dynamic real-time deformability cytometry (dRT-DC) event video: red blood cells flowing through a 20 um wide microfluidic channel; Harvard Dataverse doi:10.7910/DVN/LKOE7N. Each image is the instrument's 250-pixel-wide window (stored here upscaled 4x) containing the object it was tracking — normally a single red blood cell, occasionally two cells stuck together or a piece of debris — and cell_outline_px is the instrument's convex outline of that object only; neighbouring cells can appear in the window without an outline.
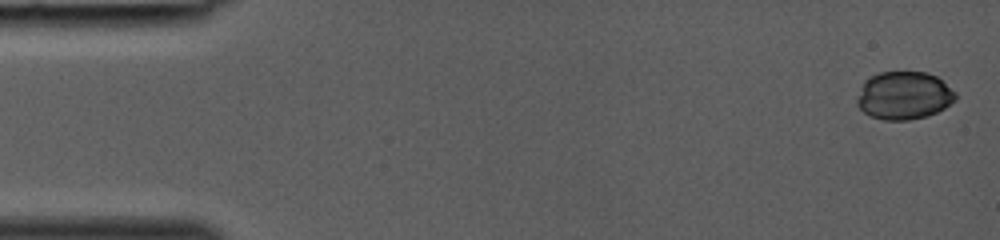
{"species": "common noctule bat (a hibernating species)", "species_latin": "Nyctalus noctula", "temperature_condition": "room temperature", "stored_images_in_passage": 38, "camera_frame_rate_fps": 3000, "um_per_image_px": 0.085, "animal": {"sex": "female", "body_mass_g": 19.0, "forearm_length_mm": 53.3}, "frame": {"image": 1, "passage_image": 1, "time_ms": 0.0, "image_size_px": [1000, 240], "cell_outline_px": [[956, 100], [944, 108], [928, 116], [908, 120], [884, 120], [872, 116], [864, 112], [856, 104], [856, 100], [864, 80], [880, 72], [928, 72], [936, 76], [956, 92]], "centroid_in_image_um": [76.84, 8.12], "position_along_channel_um": 8.2, "area_um2": 27.51}}
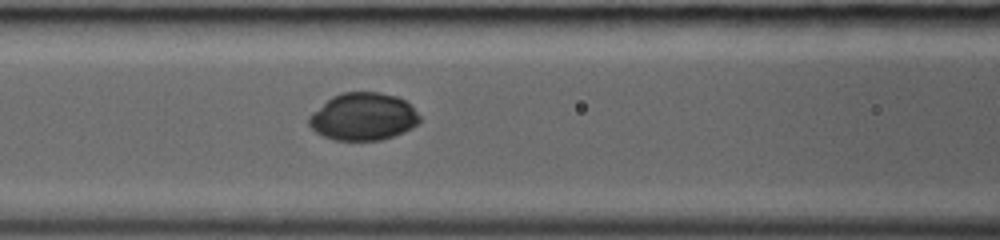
{"frame": {"image": 2, "passage_image": 17, "time_ms": 5.333, "image_size_px": [1000, 240], "cell_outline_px": [[420, 120], [412, 128], [404, 132], [380, 140], [336, 140], [324, 136], [316, 132], [308, 124], [308, 116], [312, 112], [332, 96], [344, 92], [376, 92], [396, 96], [412, 104], [420, 116]], "centroid_in_image_um": [30.88, 9.91], "position_along_channel_um": 135.7, "area_um2": 30.63}}
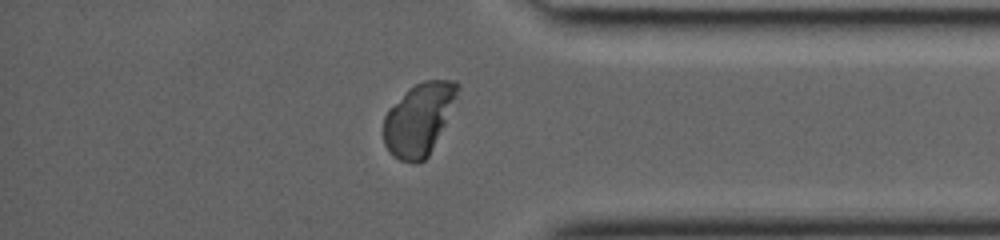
{"frame": {"image": 3, "passage_image": 33, "time_ms": 10.667, "image_size_px": [1000, 240], "cell_outline_px": [[460, 88], [444, 124], [428, 156], [424, 160], [416, 164], [412, 164], [400, 160], [392, 156], [388, 152], [384, 144], [384, 116], [388, 108], [408, 88], [424, 80], [452, 80], [460, 84]], "centroid_in_image_um": [35.56, 10.13], "position_along_channel_um": 399.6, "area_um2": 30.98}}